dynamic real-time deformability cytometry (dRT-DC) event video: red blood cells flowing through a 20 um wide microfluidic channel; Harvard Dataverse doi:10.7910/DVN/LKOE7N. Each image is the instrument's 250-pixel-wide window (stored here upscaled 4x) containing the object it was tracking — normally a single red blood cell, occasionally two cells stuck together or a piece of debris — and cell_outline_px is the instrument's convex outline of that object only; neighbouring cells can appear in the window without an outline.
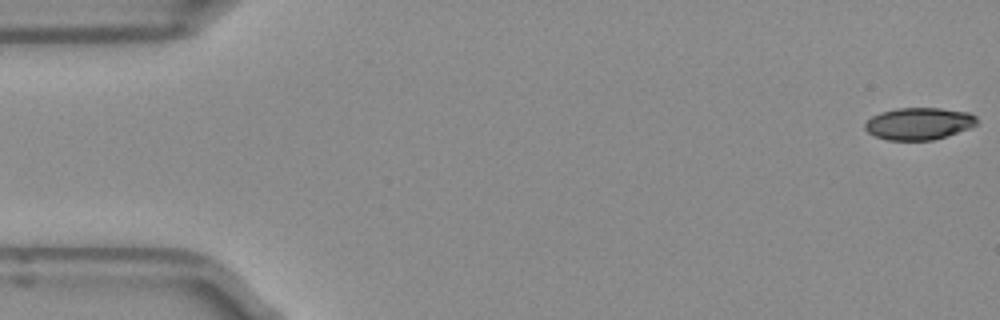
{"species": "Egyptian fruit bat (a non-hibernating species)", "species_latin": "Rousettus aegyptiacus", "temperature_condition": "room temperature", "stored_images_in_passage": 50, "camera_frame_rate_fps": 3000, "um_per_image_px": 0.085, "frame": {"image": 1, "passage_image": 1, "time_ms": 0.0, "image_size_px": [1000, 320], "cell_outline_px": [[976, 124], [968, 128], [932, 140], [888, 140], [876, 136], [868, 132], [864, 128], [864, 124], [872, 116], [880, 112], [896, 108], [940, 108], [968, 112], [976, 116]], "centroid_in_image_um": [78.06, 10.49], "position_along_channel_um": 6.9, "area_um2": 20.69}}
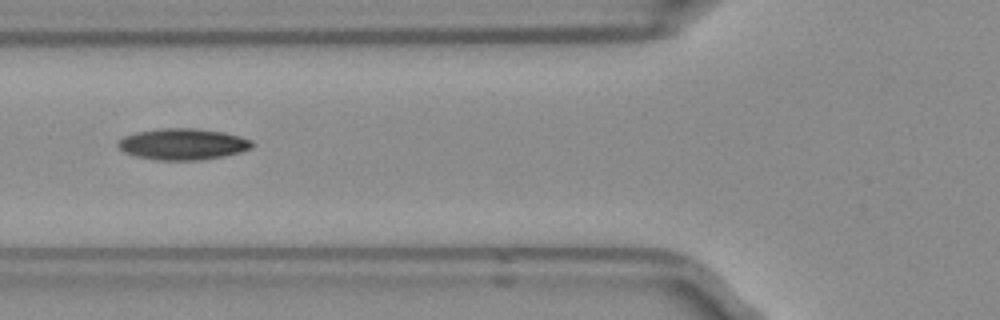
{"frame": {"image": 2, "passage_image": 19, "time_ms": 6.0, "image_size_px": [1000, 320], "cell_outline_px": [[252, 148], [240, 152], [224, 156], [196, 160], [156, 160], [136, 156], [124, 152], [116, 144], [124, 136], [136, 132], [156, 128], [196, 128], [224, 132], [240, 136], [252, 140]], "centroid_in_image_um": [15.53, 12.24], "position_along_channel_um": 110.3, "area_um2": 24.51}}
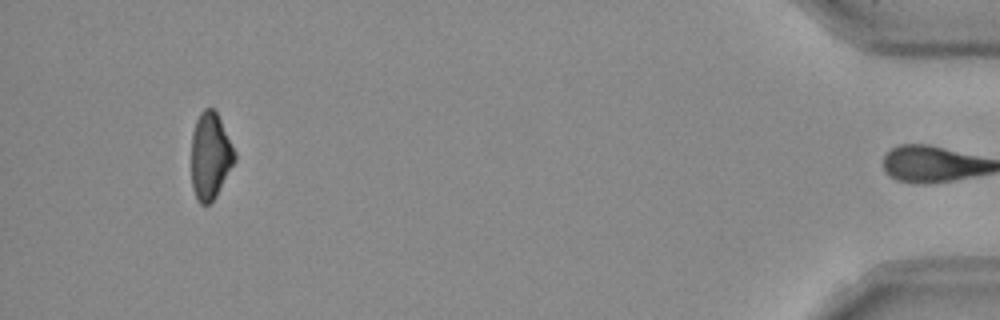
{"frame": {"image": 3, "passage_image": 48, "time_ms": 15.667, "image_size_px": [1000, 320], "cell_outline_px": [[236, 160], [216, 196], [208, 204], [200, 204], [192, 188], [192, 132], [196, 120], [200, 112], [204, 108], [212, 108], [216, 112], [236, 152]], "centroid_in_image_um": [17.87, 13.25], "position_along_channel_um": 417.3, "area_um2": 21.73}, "authors_computed_cell_mechanics": {"area_um2": 23.0333, "velocity_mm_per_s": 3.9699, "shape_relaxation_time_tau1_ms": 7.7866, "shape_relaxation_time_tau2_ms": null, "deformation_change_tau1": 0.1937, "deformation_change_tau2": null}}